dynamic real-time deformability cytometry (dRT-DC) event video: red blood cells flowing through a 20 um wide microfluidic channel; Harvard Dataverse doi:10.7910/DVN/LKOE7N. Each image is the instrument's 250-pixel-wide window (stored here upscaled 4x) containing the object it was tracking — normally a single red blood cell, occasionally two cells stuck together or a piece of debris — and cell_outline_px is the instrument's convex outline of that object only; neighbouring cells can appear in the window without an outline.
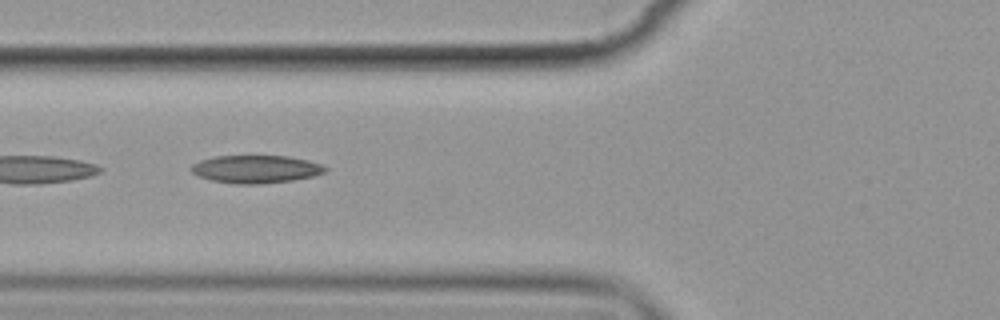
{"species": "common noctule bat (a hibernating species)", "species_latin": "Nyctalus noctula", "temperature_condition": "cold", "stored_images_in_passage": 2, "camera_frame_rate_fps": 3000, "um_per_image_px": 0.085, "animal": {"sex": "female", "body_mass_g": 19.9}, "frame": {"image": 1, "passage_image": 2, "time_ms": 1.333, "image_size_px": [1000, 320], "cell_outline_px": [[328, 168], [324, 172], [312, 176], [292, 180], [260, 184], [236, 184], [212, 180], [200, 176], [192, 172], [188, 168], [192, 164], [200, 160], [216, 156], [288, 156], [308, 160], [320, 164]], "centroid_in_image_um": [21.72, 14.37], "position_along_channel_um": 104.1, "area_um2": 21.62}}